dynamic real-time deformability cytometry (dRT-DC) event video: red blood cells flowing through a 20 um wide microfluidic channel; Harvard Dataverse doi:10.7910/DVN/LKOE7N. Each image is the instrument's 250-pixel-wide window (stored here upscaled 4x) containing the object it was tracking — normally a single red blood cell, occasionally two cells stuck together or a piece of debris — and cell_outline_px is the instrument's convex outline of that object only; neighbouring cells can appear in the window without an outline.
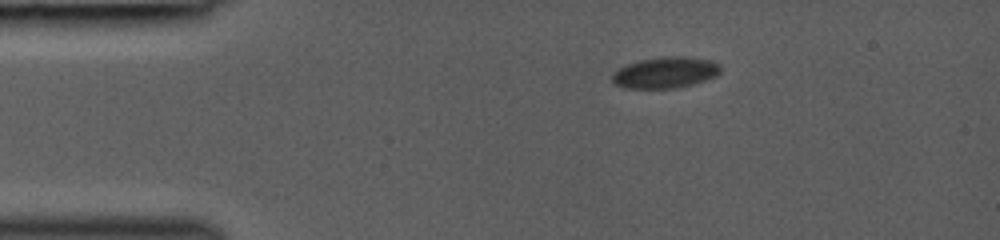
{"species": "common noctule bat (a hibernating species)", "species_latin": "Nyctalus noctula", "temperature_condition": "room temperature", "stored_images_in_passage": 30, "camera_frame_rate_fps": 3000, "um_per_image_px": 0.085, "animal": {"sex": "female", "body_mass_g": 19.0, "forearm_length_mm": 53.3}, "frame": {"image": 1, "passage_image": 1, "time_ms": 0.0, "image_size_px": [1000, 240], "cell_outline_px": [[720, 72], [716, 76], [692, 84], [676, 88], [624, 88], [612, 84], [612, 72], [628, 64], [640, 60], [664, 56], [688, 56], [712, 60], [720, 64]], "centroid_in_image_um": [56.55, 6.16], "position_along_channel_um": 28.5, "area_um2": 19.83}}
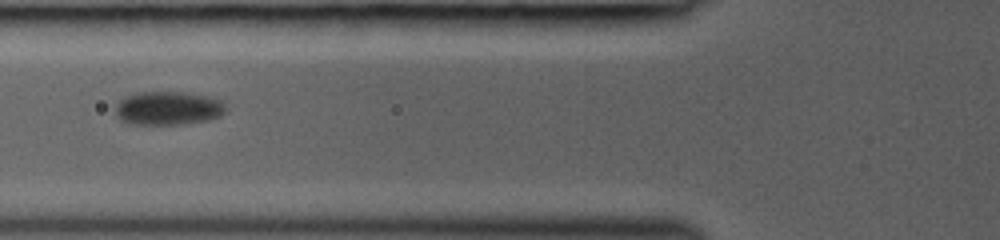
{"frame": {"image": 2, "passage_image": 11, "time_ms": 3.333, "image_size_px": [1000, 240], "cell_outline_px": [[224, 112], [220, 116], [208, 120], [184, 124], [128, 124], [120, 120], [116, 116], [116, 104], [124, 96], [136, 92], [184, 92], [204, 96], [220, 100], [224, 104]], "centroid_in_image_um": [14.23, 9.2], "position_along_channel_um": 111.6, "area_um2": 21.62}}
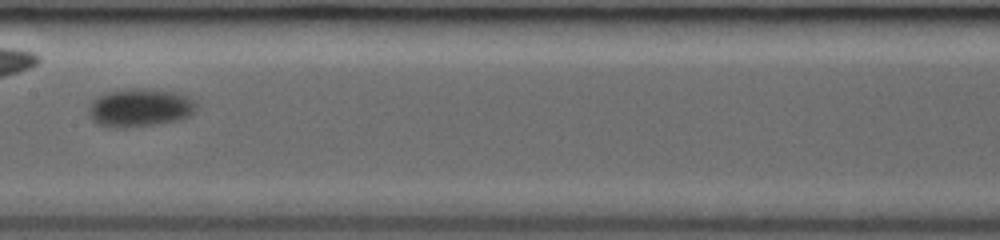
{"frame": {"image": 3, "passage_image": 17, "time_ms": 5.333, "image_size_px": [1000, 240], "cell_outline_px": [[196, 112], [192, 116], [180, 120], [156, 124], [124, 128], [96, 124], [92, 120], [88, 112], [88, 108], [92, 100], [104, 92], [132, 88], [136, 88], [172, 92], [188, 96], [196, 100]], "centroid_in_image_um": [11.91, 9.16], "position_along_channel_um": 195.5, "area_um2": 24.16}}